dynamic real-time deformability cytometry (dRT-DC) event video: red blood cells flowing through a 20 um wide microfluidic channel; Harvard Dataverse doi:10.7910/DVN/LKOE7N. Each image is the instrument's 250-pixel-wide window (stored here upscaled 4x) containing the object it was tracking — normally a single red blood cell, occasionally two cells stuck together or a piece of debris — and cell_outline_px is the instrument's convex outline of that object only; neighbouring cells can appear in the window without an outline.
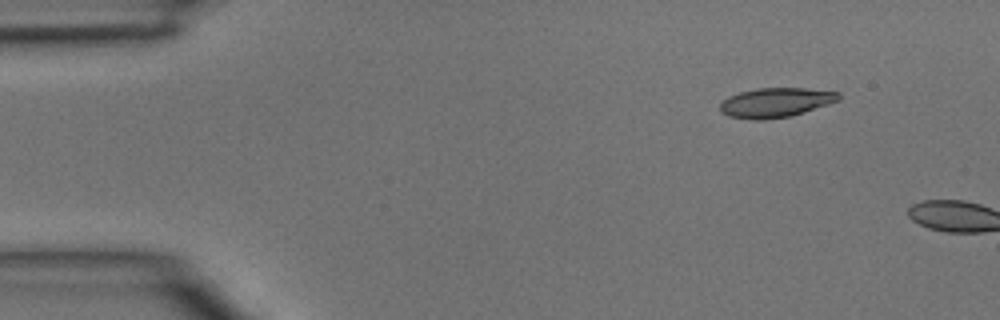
{"species": "common noctule bat (a hibernating species)", "species_latin": "Nyctalus noctula", "temperature_condition": "room temperature", "stored_images_in_passage": 2, "camera_frame_rate_fps": 3000, "um_per_image_px": 0.085, "animal": {"sex": "male", "body_mass_g": 15.6}, "frame": {"image": 1, "passage_image": 1, "time_ms": 0.0, "image_size_px": [1000, 320], "cell_outline_px": [[840, 100], [804, 112], [788, 116], [764, 120], [752, 120], [728, 116], [720, 112], [720, 104], [728, 96], [740, 92], [756, 88], [804, 88], [840, 92]], "centroid_in_image_um": [65.91, 8.71], "position_along_channel_um": 19.1, "area_um2": 20.4}}